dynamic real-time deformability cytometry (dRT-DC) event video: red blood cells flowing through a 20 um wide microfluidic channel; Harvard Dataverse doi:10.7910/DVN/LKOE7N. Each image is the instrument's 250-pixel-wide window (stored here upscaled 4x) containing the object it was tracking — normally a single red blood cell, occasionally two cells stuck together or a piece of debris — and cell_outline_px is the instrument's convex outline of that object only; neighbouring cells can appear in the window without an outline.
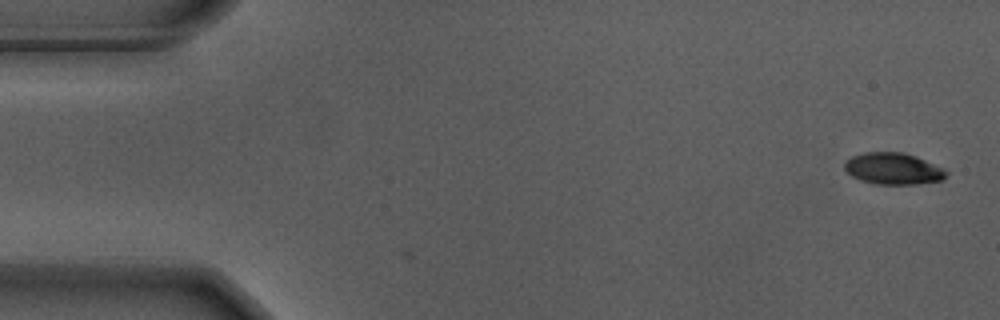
{"species": "Egyptian fruit bat (a non-hibernating species)", "species_latin": "Rousettus aegyptiacus", "temperature_condition": "warm", "stored_images_in_passage": 3, "camera_frame_rate_fps": 3000, "um_per_image_px": 0.085, "animal": {"sex": "male"}, "frame": {"image": 1, "passage_image": 3, "time_ms": 0.667, "image_size_px": [1000, 320], "cell_outline_px": [[948, 176], [944, 180], [916, 184], [876, 184], [860, 180], [852, 176], [844, 168], [844, 160], [852, 156], [864, 152], [904, 152], [916, 156], [944, 168], [948, 172]], "centroid_in_image_um": [75.94, 14.33], "position_along_channel_um": 9.1, "area_um2": 18.96}}